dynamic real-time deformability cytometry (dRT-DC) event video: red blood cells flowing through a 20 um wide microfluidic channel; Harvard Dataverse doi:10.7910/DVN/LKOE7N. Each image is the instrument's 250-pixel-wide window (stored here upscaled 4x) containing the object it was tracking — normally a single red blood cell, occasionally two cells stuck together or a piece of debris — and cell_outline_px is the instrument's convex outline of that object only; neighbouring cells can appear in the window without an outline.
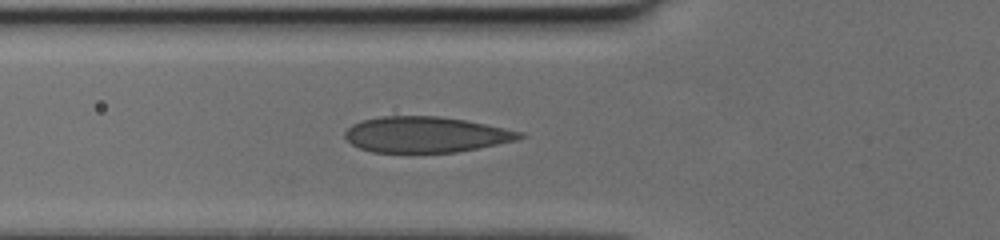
{"species": "human", "species_latin": "Homo sapiens", "temperature_condition": "cold", "stored_images_in_passage": 33, "camera_frame_rate_fps": 3000, "um_per_image_px": 0.085, "donor": {"sex": "female"}, "frame": {"image": 1, "passage_image": 2, "time_ms": 0.333, "image_size_px": [1000, 240], "cell_outline_px": [[528, 136], [520, 140], [456, 152], [372, 152], [360, 148], [352, 144], [344, 136], [344, 132], [352, 124], [364, 120], [380, 116], [440, 116], [464, 120], [524, 132]], "centroid_in_image_um": [36.23, 11.44], "position_along_channel_um": 89.6, "area_um2": 36.41}}
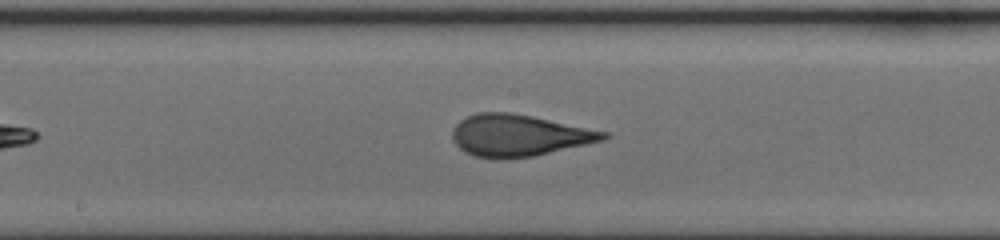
{"frame": {"image": 2, "passage_image": 10, "time_ms": 3.0, "image_size_px": [1000, 240], "cell_outline_px": [[612, 136], [604, 140], [532, 156], [476, 156], [464, 152], [452, 140], [452, 128], [460, 120], [476, 112], [512, 112], [532, 116], [608, 132]], "centroid_in_image_um": [44.1, 11.47], "position_along_channel_um": 204.1, "area_um2": 35.95}}
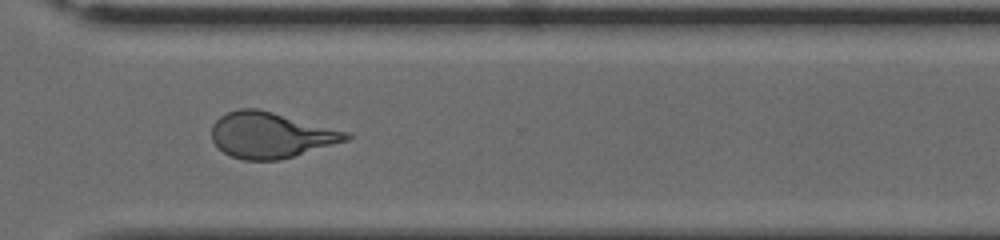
{"frame": {"image": 3, "passage_image": 20, "time_ms": 6.333, "image_size_px": [1000, 240], "cell_outline_px": [[352, 136], [348, 140], [280, 160], [244, 160], [232, 156], [224, 152], [212, 140], [212, 124], [220, 116], [228, 112], [240, 108], [256, 108], [352, 132]], "centroid_in_image_um": [23.04, 11.48], "position_along_channel_um": 347.6, "area_um2": 35.78}}